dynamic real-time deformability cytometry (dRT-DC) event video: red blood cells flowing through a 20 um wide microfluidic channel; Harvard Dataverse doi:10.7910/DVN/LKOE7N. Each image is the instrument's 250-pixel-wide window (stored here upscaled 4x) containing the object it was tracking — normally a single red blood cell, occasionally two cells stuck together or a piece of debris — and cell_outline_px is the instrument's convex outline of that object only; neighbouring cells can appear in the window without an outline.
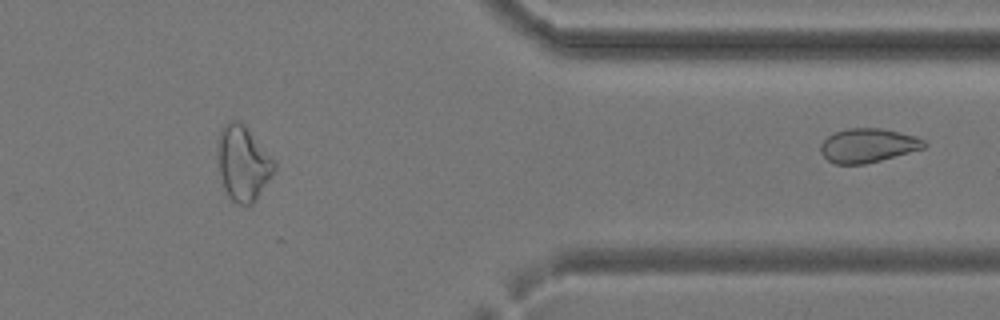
{"species": "common noctule bat (a hibernating species)", "species_latin": "Nyctalus noctula", "temperature_condition": "cold", "stored_images_in_passage": 32, "segment_of_instrument_passage": [2, 2], "camera_frame_rate_fps": 3000, "um_per_image_px": 0.085, "animal": {"sex": "female", "body_mass_g": 24.6, "forearm_length_mm": 56.2}, "frame": {"image": 1, "passage_image": 32, "time_ms": 10.333, "image_size_px": [1000, 320], "cell_outline_px": [[928, 144], [924, 148], [880, 160], [864, 164], [836, 164], [828, 160], [820, 152], [820, 144], [828, 136], [836, 132], [848, 128], [880, 128], [916, 136], [924, 140]], "centroid_in_image_um": [73.77, 12.36], "position_along_channel_um": 337.6, "area_um2": 20.35}}